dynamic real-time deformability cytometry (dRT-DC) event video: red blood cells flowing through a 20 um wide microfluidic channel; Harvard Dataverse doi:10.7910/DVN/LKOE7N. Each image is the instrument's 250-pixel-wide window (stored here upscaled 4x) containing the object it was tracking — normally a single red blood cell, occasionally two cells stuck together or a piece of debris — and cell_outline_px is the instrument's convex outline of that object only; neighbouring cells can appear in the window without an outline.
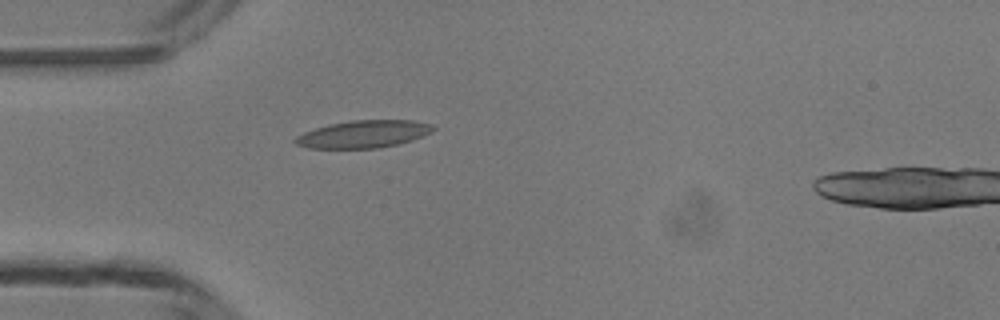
{"species": "common noctule bat (a hibernating species)", "species_latin": "Nyctalus noctula", "temperature_condition": "room temperature", "stored_images_in_passage": 3, "camera_frame_rate_fps": 3000, "um_per_image_px": 0.085, "animal": {"sex": "male", "body_mass_g": 13.3}, "frame": {"image": 1, "passage_image": 2, "time_ms": 1.333, "image_size_px": [1000, 320], "cell_outline_px": [[436, 128], [432, 132], [424, 136], [412, 140], [396, 144], [376, 148], [308, 148], [296, 144], [292, 140], [296, 136], [304, 132], [328, 124], [352, 120], [412, 120], [432, 124]], "centroid_in_image_um": [30.9, 11.39], "position_along_channel_um": 54.1, "area_um2": 22.08}}